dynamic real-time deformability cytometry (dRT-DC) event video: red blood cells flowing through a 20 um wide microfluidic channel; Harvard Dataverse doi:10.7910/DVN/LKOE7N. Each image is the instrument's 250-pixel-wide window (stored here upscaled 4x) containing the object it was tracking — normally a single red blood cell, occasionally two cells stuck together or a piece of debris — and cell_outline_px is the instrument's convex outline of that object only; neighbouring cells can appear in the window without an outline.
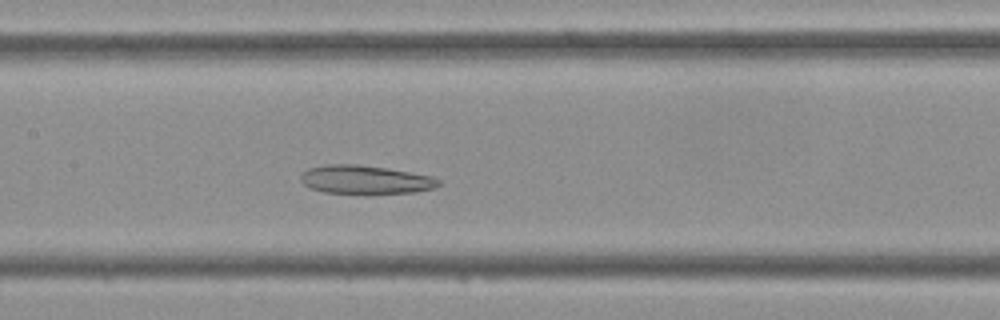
{"species": "Egyptian fruit bat (a non-hibernating species)", "species_latin": "Rousettus aegyptiacus", "temperature_condition": "cold", "stored_images_in_passage": 43, "segment_of_instrument_passage": [1, 2], "camera_frame_rate_fps": 3000, "um_per_image_px": 0.085, "frame": {"image": 1, "passage_image": 18, "time_ms": 5.667, "image_size_px": [1000, 320], "cell_outline_px": [[440, 184], [436, 188], [416, 192], [364, 196], [324, 192], [312, 188], [304, 184], [300, 180], [300, 176], [308, 168], [324, 164], [356, 164], [388, 168], [432, 176], [440, 180]], "centroid_in_image_um": [31.08, 15.31], "position_along_channel_um": 176.3, "area_um2": 23.87}}
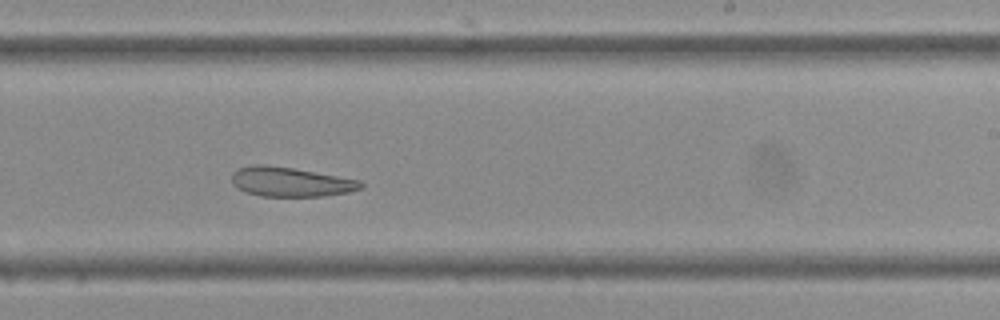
{"frame": {"image": 2, "passage_image": 24, "time_ms": 7.667, "image_size_px": [1000, 320], "cell_outline_px": [[364, 184], [360, 188], [348, 192], [324, 196], [260, 196], [244, 192], [236, 188], [232, 184], [232, 172], [236, 168], [252, 164], [264, 164], [292, 168], [360, 180]], "centroid_in_image_um": [24.62, 15.45], "position_along_channel_um": 264.4, "area_um2": 22.25}}
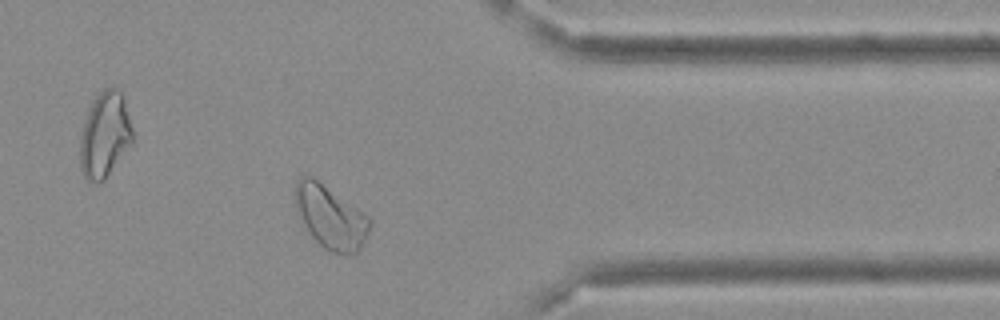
{"frame": {"image": 3, "passage_image": 33, "time_ms": 10.667, "image_size_px": [1000, 320], "cell_outline_px": [[372, 224], [360, 248], [356, 252], [344, 256], [328, 252], [308, 232], [296, 212], [292, 196], [296, 180], [300, 176], [312, 176], [368, 216], [372, 220]], "centroid_in_image_um": [28.04, 18.45], "position_along_channel_um": 383.4, "area_um2": 27.74}}